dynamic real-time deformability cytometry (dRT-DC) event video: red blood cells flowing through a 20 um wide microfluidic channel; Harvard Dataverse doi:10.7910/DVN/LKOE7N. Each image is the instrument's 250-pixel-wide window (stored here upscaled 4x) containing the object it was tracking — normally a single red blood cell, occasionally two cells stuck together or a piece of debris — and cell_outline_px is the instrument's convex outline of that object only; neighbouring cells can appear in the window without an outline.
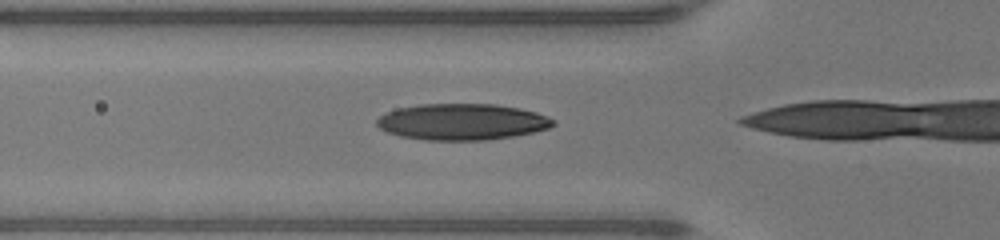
{"species": "human", "species_latin": "Homo sapiens", "temperature_condition": "warm", "stored_images_in_passage": 5, "camera_frame_rate_fps": 3000, "um_per_image_px": 0.085, "donor": {"sex": "male"}, "frame": {"image": 1, "passage_image": 2, "time_ms": 0.333, "image_size_px": [1000, 240], "cell_outline_px": [[556, 124], [548, 128], [532, 132], [512, 136], [484, 140], [424, 140], [400, 136], [388, 132], [380, 128], [376, 124], [376, 120], [384, 112], [396, 108], [420, 104], [496, 104], [520, 108], [536, 112], [556, 120]], "centroid_in_image_um": [39.25, 10.35], "position_along_channel_um": 86.5, "area_um2": 37.4}}